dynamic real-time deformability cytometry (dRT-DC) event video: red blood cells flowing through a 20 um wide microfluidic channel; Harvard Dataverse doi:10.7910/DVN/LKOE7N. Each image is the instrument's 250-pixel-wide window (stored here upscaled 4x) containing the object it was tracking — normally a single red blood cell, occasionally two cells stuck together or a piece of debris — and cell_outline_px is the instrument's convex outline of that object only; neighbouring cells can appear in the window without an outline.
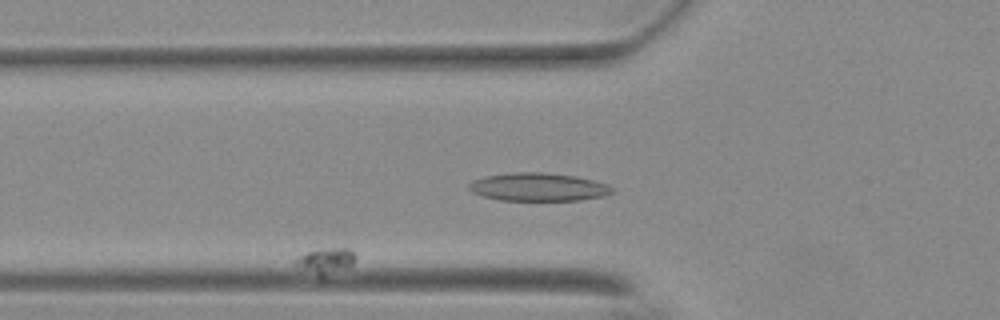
{"species": "Egyptian fruit bat (a non-hibernating species)", "species_latin": "Rousettus aegyptiacus", "temperature_condition": "warm", "stored_images_in_passage": 47, "segment_of_instrument_passage": [1, 2], "camera_frame_rate_fps": 3000, "um_per_image_px": 0.085, "animal": {"sex": "female"}, "frame": {"image": 1, "passage_image": 6, "time_ms": 1.667, "image_size_px": [1000, 320], "cell_outline_px": [[356, 256], [352, 264], [348, 268], [320, 284], [292, 264], [296, 256], [308, 252], [332, 248], [348, 248]], "centroid_in_image_um": [27.59, 22.36], "position_along_channel_um": 98.2, "area_um2": 10.35}}
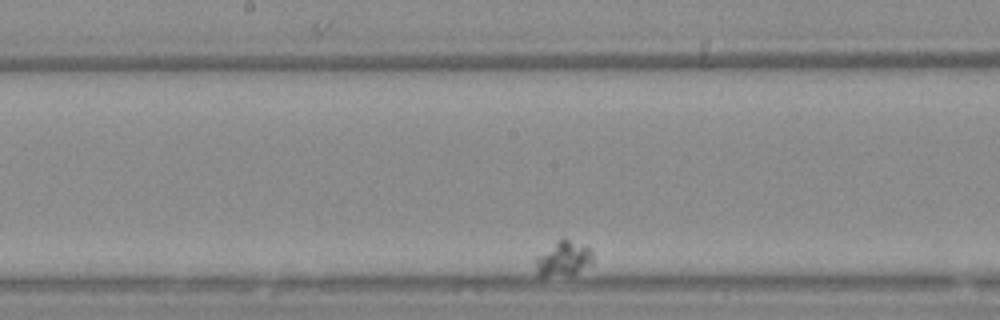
{"frame": {"image": 2, "passage_image": 23, "time_ms": 7.333, "image_size_px": [1000, 320], "cell_outline_px": [[592, 264], [576, 272], [544, 276], [540, 276], [536, 272], [536, 256], [560, 236], [564, 236], [592, 248]], "centroid_in_image_um": [47.89, 21.89], "position_along_channel_um": 200.3, "area_um2": 11.79}}
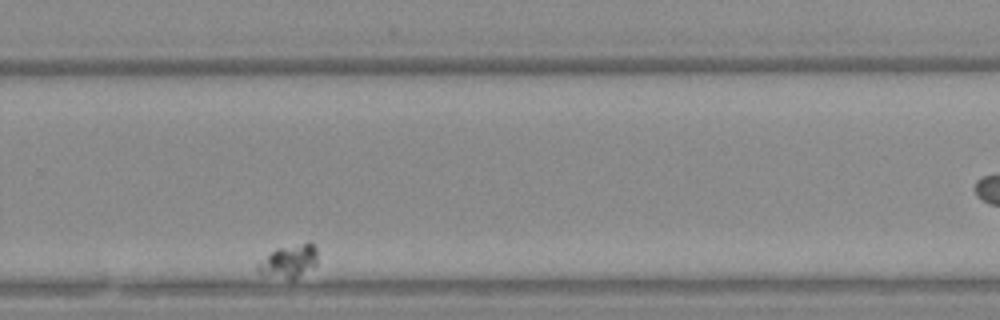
{"frame": {"image": 3, "passage_image": 38, "time_ms": 12.333, "image_size_px": [1000, 320], "cell_outline_px": [[316, 264], [312, 268], [292, 280], [288, 280], [260, 276], [256, 272], [256, 264], [276, 248], [308, 240], [316, 248]], "centroid_in_image_um": [24.5, 22.22], "position_along_channel_um": 305.3, "area_um2": 12.02}}